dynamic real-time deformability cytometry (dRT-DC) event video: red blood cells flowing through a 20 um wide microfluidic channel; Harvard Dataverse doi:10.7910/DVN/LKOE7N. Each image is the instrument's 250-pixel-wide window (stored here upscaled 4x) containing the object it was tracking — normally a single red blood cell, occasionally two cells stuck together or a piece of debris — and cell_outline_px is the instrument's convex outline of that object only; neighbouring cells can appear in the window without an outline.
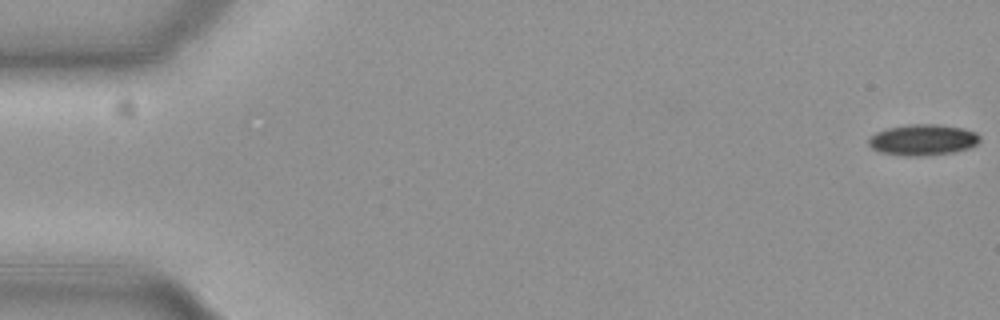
{"species": "common noctule bat (a hibernating species)", "species_latin": "Nyctalus noctula", "temperature_condition": "cold", "stored_images_in_passage": 57, "camera_frame_rate_fps": 3000, "um_per_image_px": 0.085, "animal": {"sex": "female", "body_mass_g": 19.3, "forearm_length_mm": 54.1}, "frame": {"image": 1, "passage_image": 1, "time_ms": 0.0, "image_size_px": [1000, 320], "cell_outline_px": [[980, 140], [976, 144], [968, 148], [952, 152], [920, 156], [908, 156], [880, 152], [872, 148], [868, 144], [868, 140], [876, 132], [888, 128], [912, 124], [936, 124], [964, 128], [976, 132], [980, 136]], "centroid_in_image_um": [78.45, 11.88], "position_along_channel_um": 6.5, "area_um2": 19.94}}
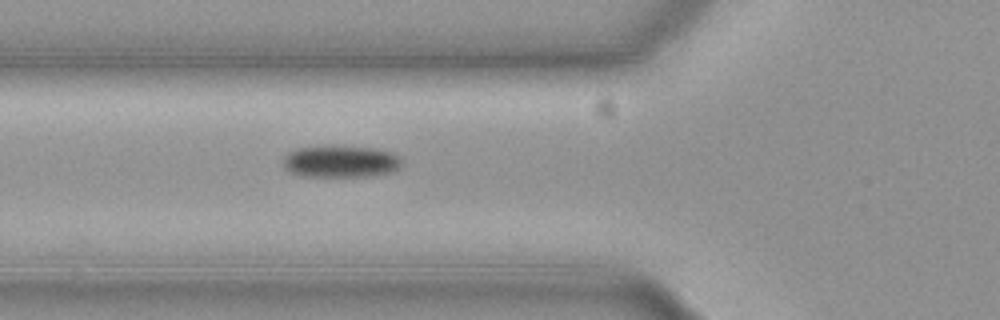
{"frame": {"image": 2, "passage_image": 21, "time_ms": 6.667, "image_size_px": [1000, 320], "cell_outline_px": [[400, 168], [392, 172], [368, 176], [304, 176], [288, 172], [284, 168], [284, 156], [288, 152], [296, 148], [324, 144], [340, 144], [372, 148], [392, 152], [400, 156]], "centroid_in_image_um": [28.92, 13.68], "position_along_channel_um": 96.9, "area_um2": 22.77}}
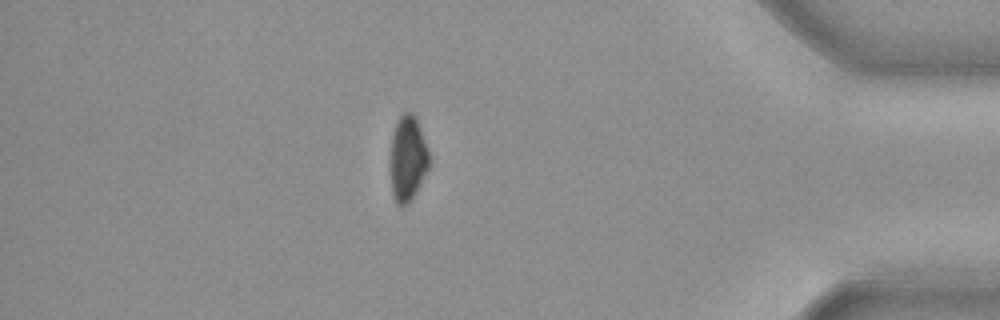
{"frame": {"image": 3, "passage_image": 49, "time_ms": 16.0, "image_size_px": [1000, 320], "cell_outline_px": [[432, 160], [428, 168], [408, 204], [396, 204], [392, 192], [392, 136], [396, 120], [404, 112], [412, 112], [420, 128], [428, 148]], "centroid_in_image_um": [34.69, 13.43], "position_along_channel_um": 400.5, "area_um2": 18.79}, "authors_computed_cell_mechanics": {"area_um2": 20.4034, "velocity_mm_per_s": 3.7032, "shape_relaxation_time_tau1_ms": 6.8325, "shape_relaxation_time_tau2_ms": null, "deformation_change_tau1": 0.1287, "deformation_change_tau2": null}}